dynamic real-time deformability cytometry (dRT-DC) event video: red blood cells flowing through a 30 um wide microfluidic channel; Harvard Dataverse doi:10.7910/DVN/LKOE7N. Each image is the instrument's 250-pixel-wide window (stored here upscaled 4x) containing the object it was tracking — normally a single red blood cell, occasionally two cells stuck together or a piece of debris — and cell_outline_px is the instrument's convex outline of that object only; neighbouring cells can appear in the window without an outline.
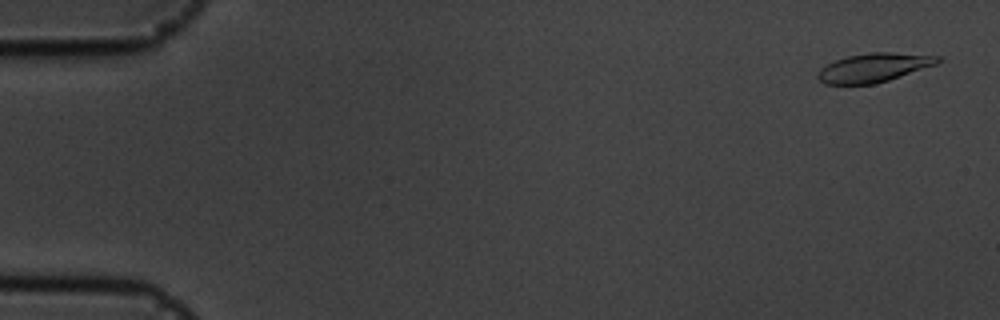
{"species": "common noctule bat (a hibernating species)", "species_latin": "Nyctalus noctula", "temperature_condition": "cold", "stored_images_in_passage": 56, "camera_frame_rate_fps": 3000, "um_per_image_px": 0.085, "animal": {"sex": "male", "body_mass_g": 19.5, "forearm_length_mm": 54.6}, "frame": {"image": 1, "passage_image": 2, "time_ms": 0.333, "image_size_px": [1000, 320], "cell_outline_px": [[940, 60], [936, 64], [888, 80], [872, 84], [824, 84], [816, 76], [820, 68], [836, 60], [848, 56], [872, 52], [888, 52], [940, 56]], "centroid_in_image_um": [74.24, 5.75], "position_along_channel_um": 10.8, "area_um2": 19.83}}
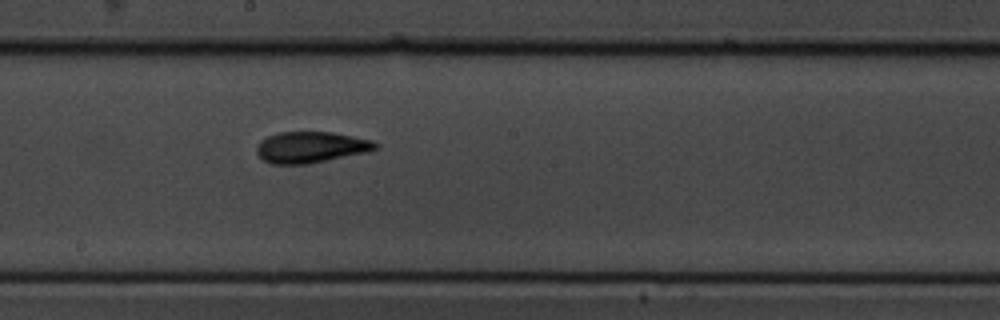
{"frame": {"image": 2, "passage_image": 31, "time_ms": 10.0, "image_size_px": [1000, 320], "cell_outline_px": [[380, 144], [376, 148], [368, 152], [308, 164], [272, 164], [264, 160], [256, 152], [256, 148], [260, 140], [276, 132], [332, 132], [372, 140]], "centroid_in_image_um": [26.42, 12.51], "position_along_channel_um": 221.8, "area_um2": 21.62}}
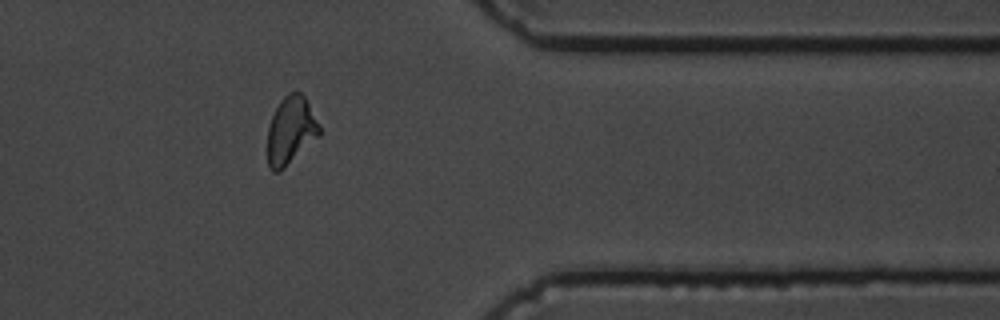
{"frame": {"image": 3, "passage_image": 46, "time_ms": 15.0, "image_size_px": [1000, 320], "cell_outline_px": [[320, 132], [280, 172], [272, 172], [268, 168], [268, 128], [272, 116], [280, 100], [288, 92], [300, 92], [304, 96], [320, 124]], "centroid_in_image_um": [24.68, 11.07], "position_along_channel_um": 386.7, "area_um2": 20.06}, "authors_computed_cell_mechanics": {"area_um2": 20.6924, "velocity_mm_per_s": 3.5679, "shape_relaxation_time_tau1_ms": 3.2924, "shape_relaxation_time_tau2_ms": 1.9823, "deformation_change_tau1": 0.1557, "deformation_change_tau2": 0.0939}}